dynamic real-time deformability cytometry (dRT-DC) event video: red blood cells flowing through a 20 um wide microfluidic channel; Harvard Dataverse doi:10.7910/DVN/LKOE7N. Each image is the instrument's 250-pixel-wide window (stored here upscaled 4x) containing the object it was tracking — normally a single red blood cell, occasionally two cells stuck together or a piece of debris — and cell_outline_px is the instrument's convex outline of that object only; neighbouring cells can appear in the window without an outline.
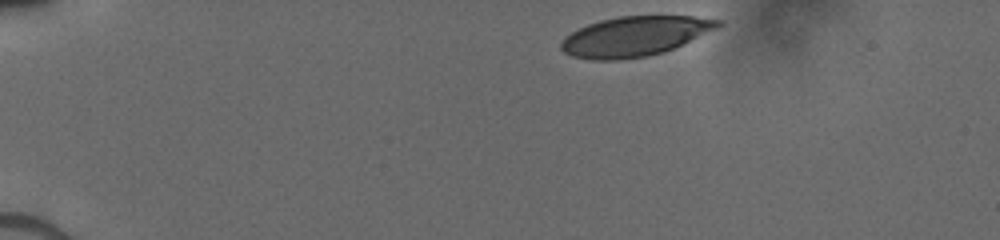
{"species": "human", "species_latin": "Homo sapiens", "temperature_condition": "cold", "stored_images_in_passage": 8, "camera_frame_rate_fps": 3000, "um_per_image_px": 0.085, "donor": {"sex": "male"}, "frame": {"image": 1, "passage_image": 1, "time_ms": 0.0, "image_size_px": [1000, 240], "cell_outline_px": [[724, 24], [720, 28], [664, 52], [648, 56], [616, 60], [592, 60], [572, 56], [564, 52], [560, 48], [560, 44], [564, 36], [588, 24], [600, 20], [620, 16], [692, 16], [720, 20]], "centroid_in_image_um": [53.97, 3.08], "position_along_channel_um": 31.0, "area_um2": 36.47}}
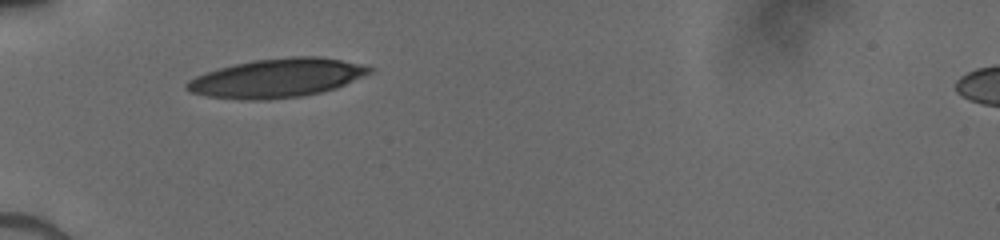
{"frame": {"image": 2, "passage_image": 6, "time_ms": 2.667, "image_size_px": [1000, 240], "cell_outline_px": [[376, 68], [372, 72], [336, 88], [320, 92], [300, 96], [268, 100], [252, 100], [208, 96], [192, 92], [184, 88], [184, 84], [188, 80], [204, 72], [252, 60], [292, 56], [316, 56], [340, 60], [360, 64]], "centroid_in_image_um": [23.53, 6.63], "position_along_channel_um": 61.5, "area_um2": 41.1}}